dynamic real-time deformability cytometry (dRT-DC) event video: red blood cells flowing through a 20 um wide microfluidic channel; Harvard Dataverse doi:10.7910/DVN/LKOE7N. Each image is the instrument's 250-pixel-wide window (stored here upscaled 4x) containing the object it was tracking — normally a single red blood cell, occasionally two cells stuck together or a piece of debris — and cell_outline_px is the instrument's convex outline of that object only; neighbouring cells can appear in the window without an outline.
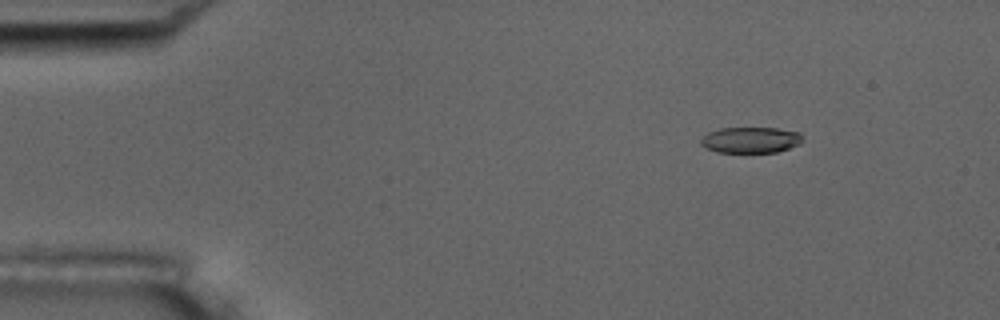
{"species": "common noctule bat (a hibernating species)", "species_latin": "Nyctalus noctula", "temperature_condition": "room temperature", "stored_images_in_passage": 6, "camera_frame_rate_fps": 3000, "um_per_image_px": 0.085, "animal": {"sex": "male", "body_mass_g": 17.5, "forearm_length_mm": 52.3}, "frame": {"image": 1, "passage_image": 1, "time_ms": 0.0, "image_size_px": [1000, 320], "cell_outline_px": [[804, 140], [800, 144], [776, 152], [716, 152], [700, 144], [700, 140], [708, 132], [720, 128], [776, 128], [800, 132]], "centroid_in_image_um": [63.83, 11.89], "position_along_channel_um": 21.2, "area_um2": 15.37}}
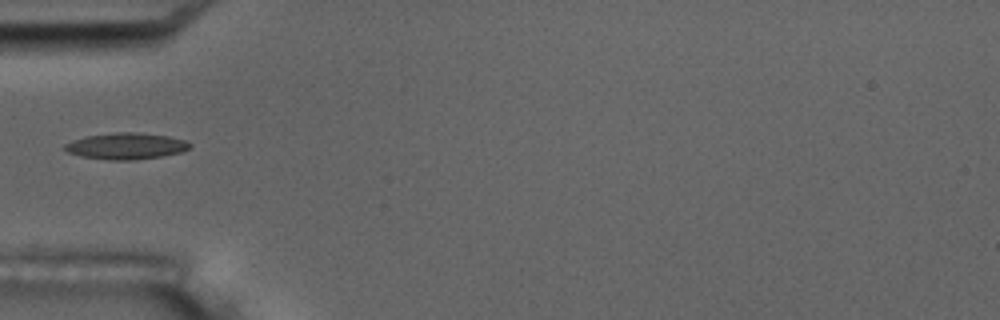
{"frame": {"image": 2, "passage_image": 4, "time_ms": 3.667, "image_size_px": [1000, 320], "cell_outline_px": [[192, 144], [188, 148], [180, 152], [160, 156], [132, 160], [108, 160], [80, 156], [68, 152], [64, 148], [64, 144], [72, 140], [88, 136], [116, 132], [136, 132], [168, 136], [184, 140]], "centroid_in_image_um": [10.69, 12.41], "position_along_channel_um": 74.3, "area_um2": 19.02}}